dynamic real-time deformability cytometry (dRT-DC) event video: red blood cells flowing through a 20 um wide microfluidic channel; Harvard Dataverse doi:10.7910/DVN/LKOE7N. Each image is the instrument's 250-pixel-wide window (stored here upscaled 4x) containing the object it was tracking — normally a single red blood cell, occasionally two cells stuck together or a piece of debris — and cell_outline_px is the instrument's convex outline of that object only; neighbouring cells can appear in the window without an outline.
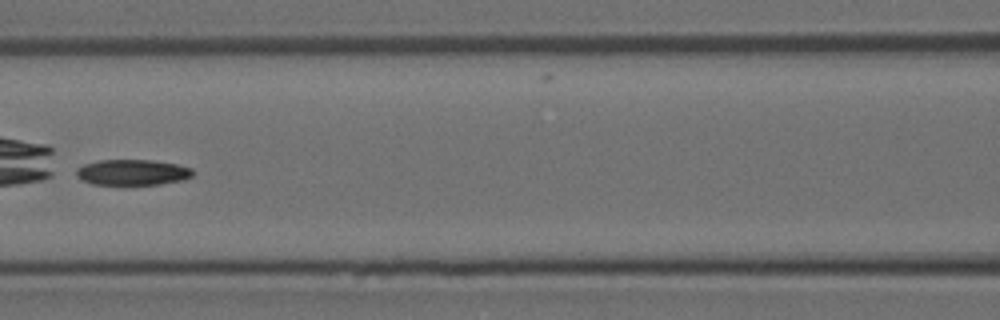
{"species": "Egyptian fruit bat (a non-hibernating species)", "species_latin": "Rousettus aegyptiacus", "temperature_condition": "room temperature", "stored_images_in_passage": 8, "camera_frame_rate_fps": 3000, "um_per_image_px": 0.085, "animal": {"sex": "female"}, "frame": {"image": 1, "passage_image": 6, "time_ms": 6.0, "image_size_px": [1000, 320], "cell_outline_px": [[192, 176], [184, 180], [160, 184], [124, 188], [92, 184], [76, 176], [76, 168], [84, 164], [100, 160], [152, 160], [176, 164], [192, 168]], "centroid_in_image_um": [11.23, 14.7], "position_along_channel_um": 155.4, "area_um2": 18.32}}
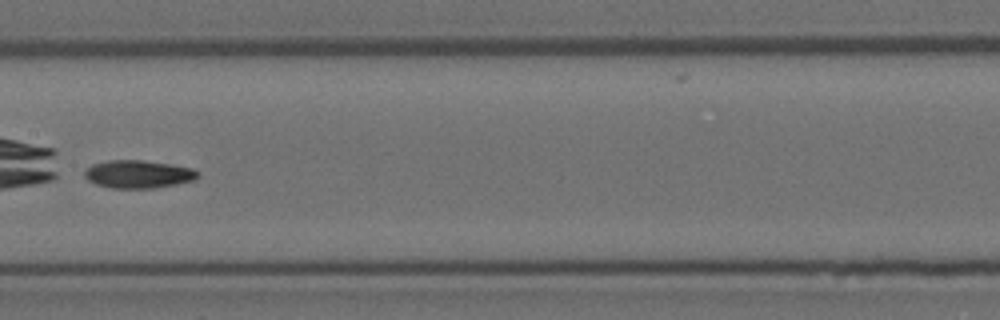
{"frame": {"image": 2, "passage_image": 7, "time_ms": 7.0, "image_size_px": [1000, 320], "cell_outline_px": [[200, 176], [196, 180], [156, 188], [112, 188], [96, 184], [88, 180], [84, 176], [84, 172], [92, 164], [108, 160], [144, 160], [192, 168], [200, 172]], "centroid_in_image_um": [11.78, 14.81], "position_along_channel_um": 195.6, "area_um2": 18.5}}